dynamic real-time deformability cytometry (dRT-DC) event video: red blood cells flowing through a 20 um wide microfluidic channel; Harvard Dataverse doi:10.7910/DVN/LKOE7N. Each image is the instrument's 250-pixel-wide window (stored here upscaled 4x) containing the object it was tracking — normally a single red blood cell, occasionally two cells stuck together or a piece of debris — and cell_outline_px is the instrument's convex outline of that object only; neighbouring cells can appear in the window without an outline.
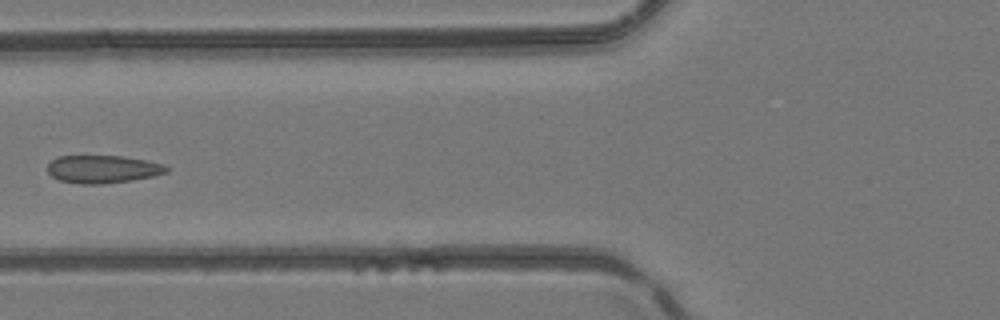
{"species": "common noctule bat (a hibernating species)", "species_latin": "Nyctalus noctula", "temperature_condition": "room temperature", "stored_images_in_passage": 6, "camera_frame_rate_fps": 3000, "um_per_image_px": 0.085, "animal": {"sex": "female", "body_mass_g": 24.6, "forearm_length_mm": 56.2}, "frame": {"image": 1, "passage_image": 6, "time_ms": 6.667, "image_size_px": [1000, 320], "cell_outline_px": [[168, 172], [152, 176], [132, 180], [100, 184], [80, 184], [60, 180], [52, 176], [48, 172], [48, 164], [56, 156], [124, 156], [148, 160], [164, 164], [168, 168]], "centroid_in_image_um": [8.74, 14.37], "position_along_channel_um": 117.1, "area_um2": 19.31}}